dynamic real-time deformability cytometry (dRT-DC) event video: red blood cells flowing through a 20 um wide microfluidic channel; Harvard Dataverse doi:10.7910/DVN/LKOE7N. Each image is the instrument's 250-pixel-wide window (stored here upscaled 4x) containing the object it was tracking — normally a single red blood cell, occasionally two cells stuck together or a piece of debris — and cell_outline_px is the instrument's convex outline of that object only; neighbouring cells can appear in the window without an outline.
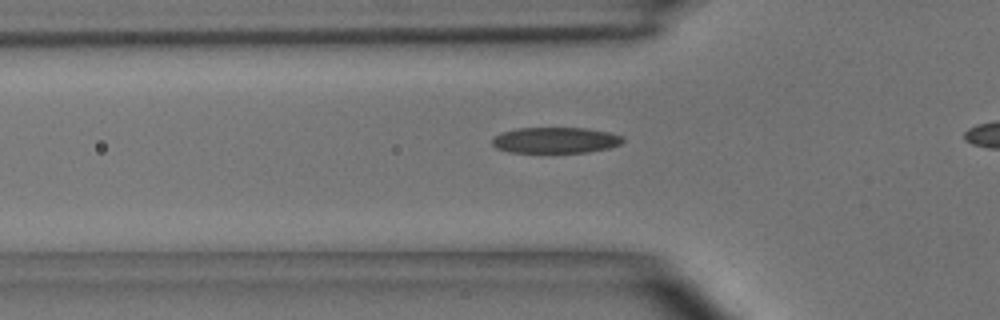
{"species": "common noctule bat (a hibernating species)", "species_latin": "Nyctalus noctula", "temperature_condition": "room temperature", "stored_images_in_passage": 34, "camera_frame_rate_fps": 3000, "um_per_image_px": 0.085, "animal": {"sex": "male", "body_mass_g": 15.6}, "frame": {"image": 1, "passage_image": 10, "time_ms": 3.0, "image_size_px": [1000, 320], "cell_outline_px": [[624, 140], [620, 144], [608, 148], [588, 152], [508, 152], [496, 148], [492, 144], [492, 136], [500, 132], [516, 128], [584, 128], [608, 132], [624, 136]], "centroid_in_image_um": [47.17, 11.91], "position_along_channel_um": 78.6, "area_um2": 19.83}}